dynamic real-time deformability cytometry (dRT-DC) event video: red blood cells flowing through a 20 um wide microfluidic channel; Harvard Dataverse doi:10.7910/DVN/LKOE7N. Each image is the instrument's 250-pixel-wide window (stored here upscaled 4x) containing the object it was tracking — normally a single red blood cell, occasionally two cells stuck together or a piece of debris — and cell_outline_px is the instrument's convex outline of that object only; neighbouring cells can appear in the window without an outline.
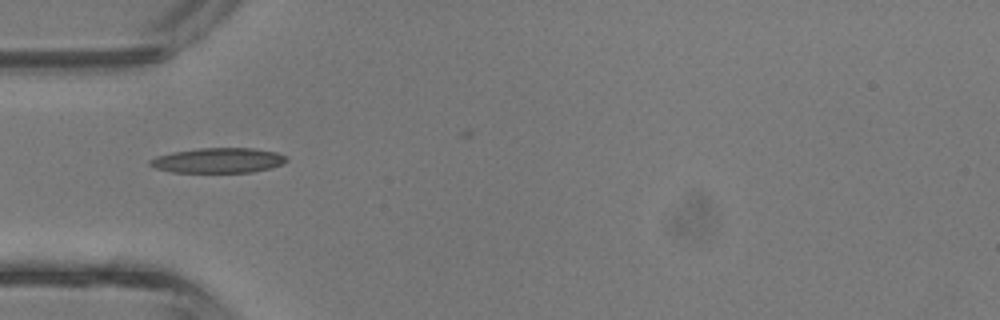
{"species": "common noctule bat (a hibernating species)", "species_latin": "Nyctalus noctula", "temperature_condition": "room temperature", "stored_images_in_passage": 4, "camera_frame_rate_fps": 3000, "um_per_image_px": 0.085, "animal": {"sex": "male", "body_mass_g": 13.3}, "frame": {"image": 1, "passage_image": 4, "time_ms": 1.0, "image_size_px": [1000, 320], "cell_outline_px": [[288, 160], [284, 164], [252, 172], [172, 172], [156, 168], [148, 164], [148, 160], [156, 156], [172, 152], [200, 148], [252, 148], [276, 152], [288, 156]], "centroid_in_image_um": [18.55, 13.63], "position_along_channel_um": 66.4, "area_um2": 19.94}}